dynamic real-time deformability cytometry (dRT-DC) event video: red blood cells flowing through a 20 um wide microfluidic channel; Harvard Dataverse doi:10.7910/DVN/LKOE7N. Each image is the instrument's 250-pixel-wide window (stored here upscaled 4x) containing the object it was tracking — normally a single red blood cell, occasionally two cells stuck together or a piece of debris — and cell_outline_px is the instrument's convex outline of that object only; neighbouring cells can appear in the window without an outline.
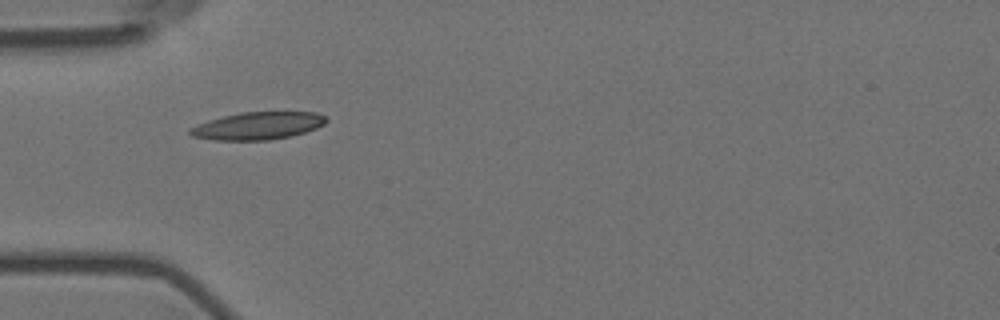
{"species": "Egyptian fruit bat (a non-hibernating species)", "species_latin": "Rousettus aegyptiacus", "temperature_condition": "room temperature", "stored_images_in_passage": 40, "camera_frame_rate_fps": 3000, "um_per_image_px": 0.085, "animal": {"sex": "female"}, "frame": {"image": 1, "passage_image": 1, "time_ms": 0.0, "image_size_px": [1000, 320], "cell_outline_px": [[328, 120], [324, 124], [316, 128], [292, 136], [268, 140], [212, 140], [192, 136], [188, 132], [188, 128], [196, 124], [208, 120], [240, 112], [316, 112], [324, 116]], "centroid_in_image_um": [21.88, 10.69], "position_along_channel_um": 63.1, "area_um2": 21.91}}
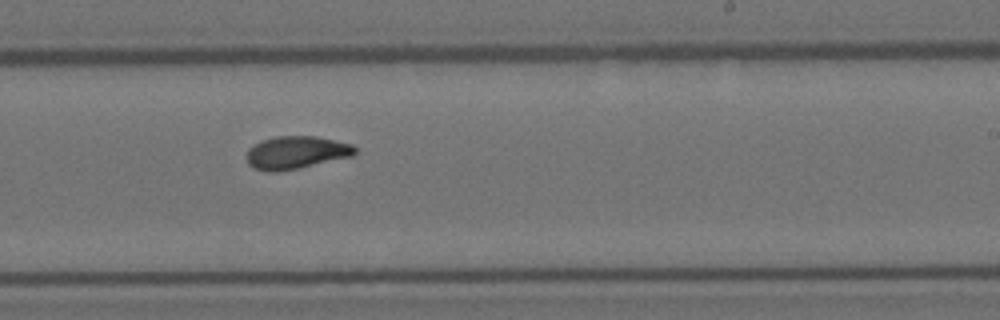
{"frame": {"image": 2, "passage_image": 18, "time_ms": 5.667, "image_size_px": [1000, 320], "cell_outline_px": [[356, 152], [352, 156], [300, 168], [276, 172], [268, 172], [256, 168], [248, 164], [248, 148], [252, 144], [260, 140], [276, 136], [316, 136], [352, 144], [356, 148]], "centroid_in_image_um": [25.16, 12.96], "position_along_channel_um": 263.8, "area_um2": 20.75}}
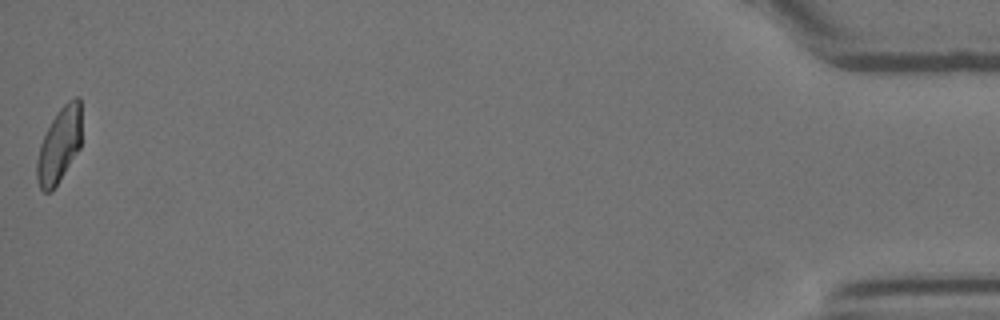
{"frame": {"image": 3, "passage_image": 40, "time_ms": 13.0, "image_size_px": [1000, 320], "cell_outline_px": [[80, 148], [52, 192], [44, 192], [40, 188], [36, 180], [36, 160], [40, 144], [52, 120], [60, 108], [68, 100], [76, 96], [80, 96]], "centroid_in_image_um": [5.02, 12.36], "position_along_channel_um": 430.2, "area_um2": 19.42}, "authors_computed_cell_mechanics": {"area_um2": 20.2878, "velocity_mm_per_s": 3.5612, "shape_relaxation_time_tau1_ms": 8.2045, "shape_relaxation_time_tau2_ms": 2.7586, "deformation_change_tau1": 0.206, "deformation_change_tau2": 0.0853}}